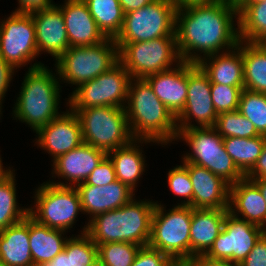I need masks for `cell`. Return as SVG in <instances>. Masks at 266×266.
Here are the masks:
<instances>
[{
  "instance_id": "obj_53",
  "label": "cell",
  "mask_w": 266,
  "mask_h": 266,
  "mask_svg": "<svg viewBox=\"0 0 266 266\" xmlns=\"http://www.w3.org/2000/svg\"><path fill=\"white\" fill-rule=\"evenodd\" d=\"M263 1H266V0H243L240 4H251L254 2H263Z\"/></svg>"
},
{
  "instance_id": "obj_51",
  "label": "cell",
  "mask_w": 266,
  "mask_h": 266,
  "mask_svg": "<svg viewBox=\"0 0 266 266\" xmlns=\"http://www.w3.org/2000/svg\"><path fill=\"white\" fill-rule=\"evenodd\" d=\"M175 6L180 7L189 3L203 2L206 0H170Z\"/></svg>"
},
{
  "instance_id": "obj_17",
  "label": "cell",
  "mask_w": 266,
  "mask_h": 266,
  "mask_svg": "<svg viewBox=\"0 0 266 266\" xmlns=\"http://www.w3.org/2000/svg\"><path fill=\"white\" fill-rule=\"evenodd\" d=\"M107 156V153L101 149H97L89 144L82 143L75 149L58 156L53 160L52 177H61L66 183L50 181V183L59 186L76 187L78 184L84 183L92 171ZM56 175V176H55Z\"/></svg>"
},
{
  "instance_id": "obj_4",
  "label": "cell",
  "mask_w": 266,
  "mask_h": 266,
  "mask_svg": "<svg viewBox=\"0 0 266 266\" xmlns=\"http://www.w3.org/2000/svg\"><path fill=\"white\" fill-rule=\"evenodd\" d=\"M55 72L53 74L41 62L33 63L21 84L12 114L34 132L60 115L61 85Z\"/></svg>"
},
{
  "instance_id": "obj_9",
  "label": "cell",
  "mask_w": 266,
  "mask_h": 266,
  "mask_svg": "<svg viewBox=\"0 0 266 266\" xmlns=\"http://www.w3.org/2000/svg\"><path fill=\"white\" fill-rule=\"evenodd\" d=\"M116 44L119 62L132 78H145L148 75L172 69L171 66L182 62L177 49L176 36Z\"/></svg>"
},
{
  "instance_id": "obj_44",
  "label": "cell",
  "mask_w": 266,
  "mask_h": 266,
  "mask_svg": "<svg viewBox=\"0 0 266 266\" xmlns=\"http://www.w3.org/2000/svg\"><path fill=\"white\" fill-rule=\"evenodd\" d=\"M19 8L14 13L33 14L38 11L48 10L54 2L52 0H18Z\"/></svg>"
},
{
  "instance_id": "obj_3",
  "label": "cell",
  "mask_w": 266,
  "mask_h": 266,
  "mask_svg": "<svg viewBox=\"0 0 266 266\" xmlns=\"http://www.w3.org/2000/svg\"><path fill=\"white\" fill-rule=\"evenodd\" d=\"M156 202L132 199L121 208L100 213L89 219L81 234L86 233L99 244L130 242L148 246L151 236V220Z\"/></svg>"
},
{
  "instance_id": "obj_46",
  "label": "cell",
  "mask_w": 266,
  "mask_h": 266,
  "mask_svg": "<svg viewBox=\"0 0 266 266\" xmlns=\"http://www.w3.org/2000/svg\"><path fill=\"white\" fill-rule=\"evenodd\" d=\"M249 180L266 178V143L262 149L261 155L259 156L256 164L253 168L245 175Z\"/></svg>"
},
{
  "instance_id": "obj_8",
  "label": "cell",
  "mask_w": 266,
  "mask_h": 266,
  "mask_svg": "<svg viewBox=\"0 0 266 266\" xmlns=\"http://www.w3.org/2000/svg\"><path fill=\"white\" fill-rule=\"evenodd\" d=\"M177 140L185 141L192 150L191 153H185L182 160L208 169L230 185L245 177L227 154L223 138L214 127L181 130Z\"/></svg>"
},
{
  "instance_id": "obj_16",
  "label": "cell",
  "mask_w": 266,
  "mask_h": 266,
  "mask_svg": "<svg viewBox=\"0 0 266 266\" xmlns=\"http://www.w3.org/2000/svg\"><path fill=\"white\" fill-rule=\"evenodd\" d=\"M70 110V111H69ZM36 131V143L53 157L63 155L83 143L82 130L75 112L69 108Z\"/></svg>"
},
{
  "instance_id": "obj_20",
  "label": "cell",
  "mask_w": 266,
  "mask_h": 266,
  "mask_svg": "<svg viewBox=\"0 0 266 266\" xmlns=\"http://www.w3.org/2000/svg\"><path fill=\"white\" fill-rule=\"evenodd\" d=\"M62 10L70 47L92 46L107 37L98 28L84 0H65Z\"/></svg>"
},
{
  "instance_id": "obj_19",
  "label": "cell",
  "mask_w": 266,
  "mask_h": 266,
  "mask_svg": "<svg viewBox=\"0 0 266 266\" xmlns=\"http://www.w3.org/2000/svg\"><path fill=\"white\" fill-rule=\"evenodd\" d=\"M31 15L39 55L46 52L56 61L70 47L62 10L54 3L48 10Z\"/></svg>"
},
{
  "instance_id": "obj_50",
  "label": "cell",
  "mask_w": 266,
  "mask_h": 266,
  "mask_svg": "<svg viewBox=\"0 0 266 266\" xmlns=\"http://www.w3.org/2000/svg\"><path fill=\"white\" fill-rule=\"evenodd\" d=\"M9 168V169H8ZM5 169L2 164V159L0 158V183L3 182L13 171L11 167Z\"/></svg>"
},
{
  "instance_id": "obj_5",
  "label": "cell",
  "mask_w": 266,
  "mask_h": 266,
  "mask_svg": "<svg viewBox=\"0 0 266 266\" xmlns=\"http://www.w3.org/2000/svg\"><path fill=\"white\" fill-rule=\"evenodd\" d=\"M165 209L156 201L148 246L166 254L175 263H185L190 259L192 207L175 205L168 212Z\"/></svg>"
},
{
  "instance_id": "obj_47",
  "label": "cell",
  "mask_w": 266,
  "mask_h": 266,
  "mask_svg": "<svg viewBox=\"0 0 266 266\" xmlns=\"http://www.w3.org/2000/svg\"><path fill=\"white\" fill-rule=\"evenodd\" d=\"M154 1L155 0H119L124 14L144 7Z\"/></svg>"
},
{
  "instance_id": "obj_24",
  "label": "cell",
  "mask_w": 266,
  "mask_h": 266,
  "mask_svg": "<svg viewBox=\"0 0 266 266\" xmlns=\"http://www.w3.org/2000/svg\"><path fill=\"white\" fill-rule=\"evenodd\" d=\"M197 64L208 75L211 83L244 87L242 41L234 49L201 58Z\"/></svg>"
},
{
  "instance_id": "obj_36",
  "label": "cell",
  "mask_w": 266,
  "mask_h": 266,
  "mask_svg": "<svg viewBox=\"0 0 266 266\" xmlns=\"http://www.w3.org/2000/svg\"><path fill=\"white\" fill-rule=\"evenodd\" d=\"M141 247L130 242L99 244L98 258L104 266H131Z\"/></svg>"
},
{
  "instance_id": "obj_7",
  "label": "cell",
  "mask_w": 266,
  "mask_h": 266,
  "mask_svg": "<svg viewBox=\"0 0 266 266\" xmlns=\"http://www.w3.org/2000/svg\"><path fill=\"white\" fill-rule=\"evenodd\" d=\"M119 61L118 46L113 38L99 44L69 47L55 62L59 80L76 85L105 73Z\"/></svg>"
},
{
  "instance_id": "obj_33",
  "label": "cell",
  "mask_w": 266,
  "mask_h": 266,
  "mask_svg": "<svg viewBox=\"0 0 266 266\" xmlns=\"http://www.w3.org/2000/svg\"><path fill=\"white\" fill-rule=\"evenodd\" d=\"M14 171L0 183V231L23 220L29 214V208H20L17 204Z\"/></svg>"
},
{
  "instance_id": "obj_43",
  "label": "cell",
  "mask_w": 266,
  "mask_h": 266,
  "mask_svg": "<svg viewBox=\"0 0 266 266\" xmlns=\"http://www.w3.org/2000/svg\"><path fill=\"white\" fill-rule=\"evenodd\" d=\"M15 69L0 57V117L2 116V102L6 96L10 81L13 80Z\"/></svg>"
},
{
  "instance_id": "obj_41",
  "label": "cell",
  "mask_w": 266,
  "mask_h": 266,
  "mask_svg": "<svg viewBox=\"0 0 266 266\" xmlns=\"http://www.w3.org/2000/svg\"><path fill=\"white\" fill-rule=\"evenodd\" d=\"M116 180L113 162L106 156L85 180L87 185L106 186Z\"/></svg>"
},
{
  "instance_id": "obj_22",
  "label": "cell",
  "mask_w": 266,
  "mask_h": 266,
  "mask_svg": "<svg viewBox=\"0 0 266 266\" xmlns=\"http://www.w3.org/2000/svg\"><path fill=\"white\" fill-rule=\"evenodd\" d=\"M174 67L148 75L144 79L149 83L158 99L176 118L185 107L188 94L187 62L182 61Z\"/></svg>"
},
{
  "instance_id": "obj_6",
  "label": "cell",
  "mask_w": 266,
  "mask_h": 266,
  "mask_svg": "<svg viewBox=\"0 0 266 266\" xmlns=\"http://www.w3.org/2000/svg\"><path fill=\"white\" fill-rule=\"evenodd\" d=\"M74 112L80 122L83 142L90 146L108 153L134 140L125 108L100 106Z\"/></svg>"
},
{
  "instance_id": "obj_10",
  "label": "cell",
  "mask_w": 266,
  "mask_h": 266,
  "mask_svg": "<svg viewBox=\"0 0 266 266\" xmlns=\"http://www.w3.org/2000/svg\"><path fill=\"white\" fill-rule=\"evenodd\" d=\"M35 206L29 207V215L38 223L65 232L75 223L82 212L79 193L76 187L59 186L44 182L38 186Z\"/></svg>"
},
{
  "instance_id": "obj_45",
  "label": "cell",
  "mask_w": 266,
  "mask_h": 266,
  "mask_svg": "<svg viewBox=\"0 0 266 266\" xmlns=\"http://www.w3.org/2000/svg\"><path fill=\"white\" fill-rule=\"evenodd\" d=\"M184 264L186 266H240L228 260L211 259L206 255L192 256Z\"/></svg>"
},
{
  "instance_id": "obj_2",
  "label": "cell",
  "mask_w": 266,
  "mask_h": 266,
  "mask_svg": "<svg viewBox=\"0 0 266 266\" xmlns=\"http://www.w3.org/2000/svg\"><path fill=\"white\" fill-rule=\"evenodd\" d=\"M125 112L134 139L167 145L178 136L176 118L144 78H132Z\"/></svg>"
},
{
  "instance_id": "obj_38",
  "label": "cell",
  "mask_w": 266,
  "mask_h": 266,
  "mask_svg": "<svg viewBox=\"0 0 266 266\" xmlns=\"http://www.w3.org/2000/svg\"><path fill=\"white\" fill-rule=\"evenodd\" d=\"M243 89L244 87L211 83V99L217 114L238 110Z\"/></svg>"
},
{
  "instance_id": "obj_23",
  "label": "cell",
  "mask_w": 266,
  "mask_h": 266,
  "mask_svg": "<svg viewBox=\"0 0 266 266\" xmlns=\"http://www.w3.org/2000/svg\"><path fill=\"white\" fill-rule=\"evenodd\" d=\"M229 212L266 231V202L258 186L244 177L230 185Z\"/></svg>"
},
{
  "instance_id": "obj_49",
  "label": "cell",
  "mask_w": 266,
  "mask_h": 266,
  "mask_svg": "<svg viewBox=\"0 0 266 266\" xmlns=\"http://www.w3.org/2000/svg\"><path fill=\"white\" fill-rule=\"evenodd\" d=\"M259 188L264 200L266 202V178L252 180Z\"/></svg>"
},
{
  "instance_id": "obj_34",
  "label": "cell",
  "mask_w": 266,
  "mask_h": 266,
  "mask_svg": "<svg viewBox=\"0 0 266 266\" xmlns=\"http://www.w3.org/2000/svg\"><path fill=\"white\" fill-rule=\"evenodd\" d=\"M214 128L222 138H252L260 135L254 124L244 117L239 110L218 114Z\"/></svg>"
},
{
  "instance_id": "obj_11",
  "label": "cell",
  "mask_w": 266,
  "mask_h": 266,
  "mask_svg": "<svg viewBox=\"0 0 266 266\" xmlns=\"http://www.w3.org/2000/svg\"><path fill=\"white\" fill-rule=\"evenodd\" d=\"M170 0H155L144 7L124 14L116 43L145 42L159 37L176 36V11Z\"/></svg>"
},
{
  "instance_id": "obj_35",
  "label": "cell",
  "mask_w": 266,
  "mask_h": 266,
  "mask_svg": "<svg viewBox=\"0 0 266 266\" xmlns=\"http://www.w3.org/2000/svg\"><path fill=\"white\" fill-rule=\"evenodd\" d=\"M238 110L260 135L266 136V94L243 89Z\"/></svg>"
},
{
  "instance_id": "obj_1",
  "label": "cell",
  "mask_w": 266,
  "mask_h": 266,
  "mask_svg": "<svg viewBox=\"0 0 266 266\" xmlns=\"http://www.w3.org/2000/svg\"><path fill=\"white\" fill-rule=\"evenodd\" d=\"M237 16V6L225 0H206L178 7L175 35L181 60L198 63L206 56L234 49L240 41L238 23H234Z\"/></svg>"
},
{
  "instance_id": "obj_18",
  "label": "cell",
  "mask_w": 266,
  "mask_h": 266,
  "mask_svg": "<svg viewBox=\"0 0 266 266\" xmlns=\"http://www.w3.org/2000/svg\"><path fill=\"white\" fill-rule=\"evenodd\" d=\"M193 185L194 209H229L230 184L204 167L183 160Z\"/></svg>"
},
{
  "instance_id": "obj_31",
  "label": "cell",
  "mask_w": 266,
  "mask_h": 266,
  "mask_svg": "<svg viewBox=\"0 0 266 266\" xmlns=\"http://www.w3.org/2000/svg\"><path fill=\"white\" fill-rule=\"evenodd\" d=\"M266 143V136L252 138L226 137L223 145L238 169L246 175L256 164Z\"/></svg>"
},
{
  "instance_id": "obj_56",
  "label": "cell",
  "mask_w": 266,
  "mask_h": 266,
  "mask_svg": "<svg viewBox=\"0 0 266 266\" xmlns=\"http://www.w3.org/2000/svg\"><path fill=\"white\" fill-rule=\"evenodd\" d=\"M173 266H186L184 263H175Z\"/></svg>"
},
{
  "instance_id": "obj_39",
  "label": "cell",
  "mask_w": 266,
  "mask_h": 266,
  "mask_svg": "<svg viewBox=\"0 0 266 266\" xmlns=\"http://www.w3.org/2000/svg\"><path fill=\"white\" fill-rule=\"evenodd\" d=\"M177 165L168 172V185L172 193L180 198H185L178 205L191 206L193 208V185L191 183L187 166Z\"/></svg>"
},
{
  "instance_id": "obj_48",
  "label": "cell",
  "mask_w": 266,
  "mask_h": 266,
  "mask_svg": "<svg viewBox=\"0 0 266 266\" xmlns=\"http://www.w3.org/2000/svg\"><path fill=\"white\" fill-rule=\"evenodd\" d=\"M41 266H70L69 256L64 252L57 254L51 261L43 263Z\"/></svg>"
},
{
  "instance_id": "obj_52",
  "label": "cell",
  "mask_w": 266,
  "mask_h": 266,
  "mask_svg": "<svg viewBox=\"0 0 266 266\" xmlns=\"http://www.w3.org/2000/svg\"><path fill=\"white\" fill-rule=\"evenodd\" d=\"M87 266H104V264L102 263V261L99 258H97L91 264H89Z\"/></svg>"
},
{
  "instance_id": "obj_32",
  "label": "cell",
  "mask_w": 266,
  "mask_h": 266,
  "mask_svg": "<svg viewBox=\"0 0 266 266\" xmlns=\"http://www.w3.org/2000/svg\"><path fill=\"white\" fill-rule=\"evenodd\" d=\"M98 28L107 38L115 39L120 33L124 12L119 0H84Z\"/></svg>"
},
{
  "instance_id": "obj_12",
  "label": "cell",
  "mask_w": 266,
  "mask_h": 266,
  "mask_svg": "<svg viewBox=\"0 0 266 266\" xmlns=\"http://www.w3.org/2000/svg\"><path fill=\"white\" fill-rule=\"evenodd\" d=\"M131 79L129 72L118 61L105 73L76 88L66 104L73 111L100 106L125 108Z\"/></svg>"
},
{
  "instance_id": "obj_15",
  "label": "cell",
  "mask_w": 266,
  "mask_h": 266,
  "mask_svg": "<svg viewBox=\"0 0 266 266\" xmlns=\"http://www.w3.org/2000/svg\"><path fill=\"white\" fill-rule=\"evenodd\" d=\"M265 232L263 228L234 216L228 210L221 232L205 255L240 264Z\"/></svg>"
},
{
  "instance_id": "obj_26",
  "label": "cell",
  "mask_w": 266,
  "mask_h": 266,
  "mask_svg": "<svg viewBox=\"0 0 266 266\" xmlns=\"http://www.w3.org/2000/svg\"><path fill=\"white\" fill-rule=\"evenodd\" d=\"M0 261L5 266L33 265L29 241V214L0 231Z\"/></svg>"
},
{
  "instance_id": "obj_55",
  "label": "cell",
  "mask_w": 266,
  "mask_h": 266,
  "mask_svg": "<svg viewBox=\"0 0 266 266\" xmlns=\"http://www.w3.org/2000/svg\"><path fill=\"white\" fill-rule=\"evenodd\" d=\"M263 46H264V48L266 49V38L262 41V42H260Z\"/></svg>"
},
{
  "instance_id": "obj_25",
  "label": "cell",
  "mask_w": 266,
  "mask_h": 266,
  "mask_svg": "<svg viewBox=\"0 0 266 266\" xmlns=\"http://www.w3.org/2000/svg\"><path fill=\"white\" fill-rule=\"evenodd\" d=\"M228 209L192 208L190 258L205 255L221 232Z\"/></svg>"
},
{
  "instance_id": "obj_27",
  "label": "cell",
  "mask_w": 266,
  "mask_h": 266,
  "mask_svg": "<svg viewBox=\"0 0 266 266\" xmlns=\"http://www.w3.org/2000/svg\"><path fill=\"white\" fill-rule=\"evenodd\" d=\"M151 142L153 141L134 139L130 144L107 153L113 162L116 180L121 181L133 191L136 190L137 181L145 172L146 166L145 156L142 154L143 151L139 148L141 147L139 144L144 146L143 143L150 144Z\"/></svg>"
},
{
  "instance_id": "obj_37",
  "label": "cell",
  "mask_w": 266,
  "mask_h": 266,
  "mask_svg": "<svg viewBox=\"0 0 266 266\" xmlns=\"http://www.w3.org/2000/svg\"><path fill=\"white\" fill-rule=\"evenodd\" d=\"M63 251L70 266H87L98 258V246L86 233L68 238Z\"/></svg>"
},
{
  "instance_id": "obj_28",
  "label": "cell",
  "mask_w": 266,
  "mask_h": 266,
  "mask_svg": "<svg viewBox=\"0 0 266 266\" xmlns=\"http://www.w3.org/2000/svg\"><path fill=\"white\" fill-rule=\"evenodd\" d=\"M65 233L40 224L29 215V241L33 264L42 265L62 252L68 240Z\"/></svg>"
},
{
  "instance_id": "obj_13",
  "label": "cell",
  "mask_w": 266,
  "mask_h": 266,
  "mask_svg": "<svg viewBox=\"0 0 266 266\" xmlns=\"http://www.w3.org/2000/svg\"><path fill=\"white\" fill-rule=\"evenodd\" d=\"M38 56L32 15L12 12L0 21V57L4 61L17 70Z\"/></svg>"
},
{
  "instance_id": "obj_21",
  "label": "cell",
  "mask_w": 266,
  "mask_h": 266,
  "mask_svg": "<svg viewBox=\"0 0 266 266\" xmlns=\"http://www.w3.org/2000/svg\"><path fill=\"white\" fill-rule=\"evenodd\" d=\"M76 189L80 196L83 214L94 216L114 209L121 208L129 203L135 192L119 180L106 186L78 184ZM92 215V216H91Z\"/></svg>"
},
{
  "instance_id": "obj_42",
  "label": "cell",
  "mask_w": 266,
  "mask_h": 266,
  "mask_svg": "<svg viewBox=\"0 0 266 266\" xmlns=\"http://www.w3.org/2000/svg\"><path fill=\"white\" fill-rule=\"evenodd\" d=\"M240 266H266V232L254 245Z\"/></svg>"
},
{
  "instance_id": "obj_54",
  "label": "cell",
  "mask_w": 266,
  "mask_h": 266,
  "mask_svg": "<svg viewBox=\"0 0 266 266\" xmlns=\"http://www.w3.org/2000/svg\"><path fill=\"white\" fill-rule=\"evenodd\" d=\"M228 3L234 5V6H238L243 0H225Z\"/></svg>"
},
{
  "instance_id": "obj_29",
  "label": "cell",
  "mask_w": 266,
  "mask_h": 266,
  "mask_svg": "<svg viewBox=\"0 0 266 266\" xmlns=\"http://www.w3.org/2000/svg\"><path fill=\"white\" fill-rule=\"evenodd\" d=\"M244 89L266 94V49L261 43L242 41Z\"/></svg>"
},
{
  "instance_id": "obj_30",
  "label": "cell",
  "mask_w": 266,
  "mask_h": 266,
  "mask_svg": "<svg viewBox=\"0 0 266 266\" xmlns=\"http://www.w3.org/2000/svg\"><path fill=\"white\" fill-rule=\"evenodd\" d=\"M237 11L239 40L262 42L266 38V1L239 4Z\"/></svg>"
},
{
  "instance_id": "obj_14",
  "label": "cell",
  "mask_w": 266,
  "mask_h": 266,
  "mask_svg": "<svg viewBox=\"0 0 266 266\" xmlns=\"http://www.w3.org/2000/svg\"><path fill=\"white\" fill-rule=\"evenodd\" d=\"M187 81L188 94L185 107L176 117L178 133L193 127H214L218 114L212 103L211 82L208 75L197 63L187 62ZM191 120H194L198 126L192 124Z\"/></svg>"
},
{
  "instance_id": "obj_40",
  "label": "cell",
  "mask_w": 266,
  "mask_h": 266,
  "mask_svg": "<svg viewBox=\"0 0 266 266\" xmlns=\"http://www.w3.org/2000/svg\"><path fill=\"white\" fill-rule=\"evenodd\" d=\"M175 262L166 254L149 246L141 247L131 266H173Z\"/></svg>"
}]
</instances>
